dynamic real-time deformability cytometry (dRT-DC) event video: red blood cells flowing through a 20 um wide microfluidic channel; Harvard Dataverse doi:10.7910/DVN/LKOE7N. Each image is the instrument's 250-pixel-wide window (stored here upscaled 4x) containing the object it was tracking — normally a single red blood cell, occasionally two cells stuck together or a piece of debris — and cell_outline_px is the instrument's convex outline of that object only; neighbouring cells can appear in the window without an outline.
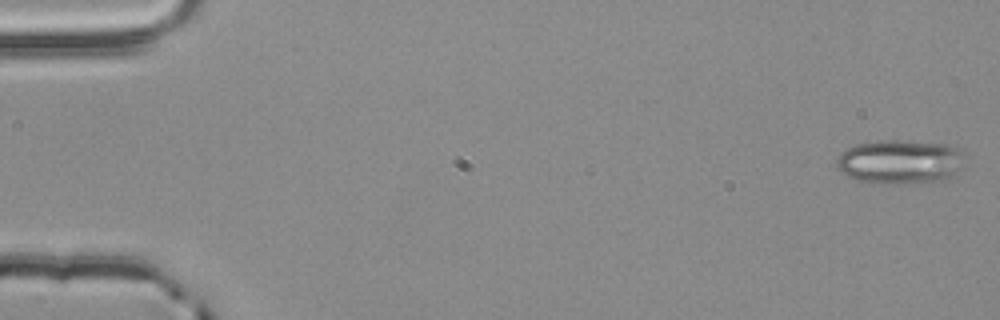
{"species": "common noctule bat (a hibernating species)", "species_latin": "Nyctalus noctula", "temperature_condition": "room temperature", "stored_images_in_passage": 3, "camera_frame_rate_fps": 3000, "um_per_image_px": 0.085, "animal": {"sex": "male", "body_mass_g": 20.4}, "frame": {"image": 1, "passage_image": 1, "time_ms": 0.0, "image_size_px": [1000, 320], "cell_outline_px": [[960, 168], [948, 176], [940, 180], [888, 184], [864, 180], [848, 176], [836, 164], [836, 160], [840, 152], [856, 144], [884, 140], [896, 140], [948, 144], [956, 148]], "centroid_in_image_um": [76.4, 13.72], "position_along_channel_um": 8.6, "area_um2": 31.62}}